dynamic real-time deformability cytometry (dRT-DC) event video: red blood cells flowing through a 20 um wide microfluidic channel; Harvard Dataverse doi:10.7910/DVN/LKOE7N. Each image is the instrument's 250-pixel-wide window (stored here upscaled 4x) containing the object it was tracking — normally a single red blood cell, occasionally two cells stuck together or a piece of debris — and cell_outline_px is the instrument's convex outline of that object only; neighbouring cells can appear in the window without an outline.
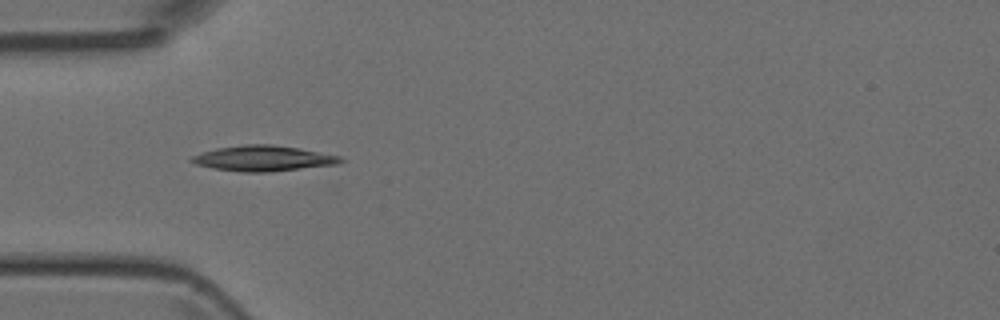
{"species": "Egyptian fruit bat (a non-hibernating species)", "species_latin": "Rousettus aegyptiacus", "temperature_condition": "room temperature", "stored_images_in_passage": 6, "camera_frame_rate_fps": 3000, "um_per_image_px": 0.085, "animal": {"sex": "female"}, "frame": {"image": 1, "passage_image": 5, "time_ms": 4.333, "image_size_px": [1000, 320], "cell_outline_px": [[344, 160], [336, 164], [268, 172], [244, 172], [212, 168], [196, 164], [188, 160], [192, 156], [216, 148], [244, 144], [272, 144], [296, 148], [340, 156]], "centroid_in_image_um": [22.32, 13.46], "position_along_channel_um": 62.7, "area_um2": 21.79}}
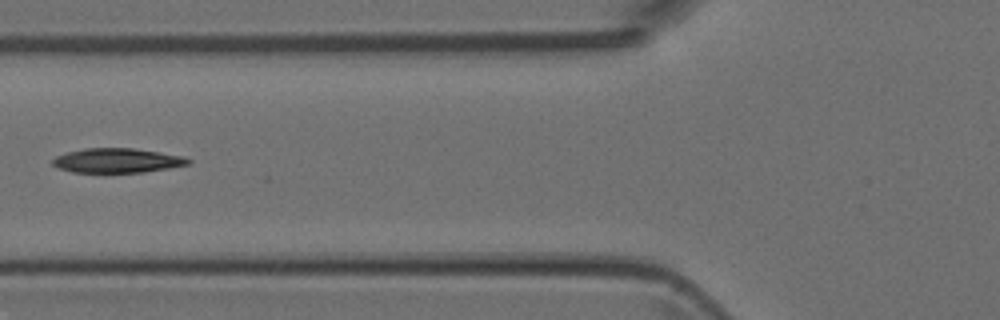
{"frame": {"image": 2, "passage_image": 6, "time_ms": 5.667, "image_size_px": [1000, 320], "cell_outline_px": [[192, 160], [188, 164], [168, 168], [144, 172], [72, 172], [60, 168], [52, 164], [52, 160], [56, 156], [68, 152], [84, 148], [132, 148], [160, 152], [184, 156]], "centroid_in_image_um": [9.97, 13.64], "position_along_channel_um": 115.8, "area_um2": 19.19}}